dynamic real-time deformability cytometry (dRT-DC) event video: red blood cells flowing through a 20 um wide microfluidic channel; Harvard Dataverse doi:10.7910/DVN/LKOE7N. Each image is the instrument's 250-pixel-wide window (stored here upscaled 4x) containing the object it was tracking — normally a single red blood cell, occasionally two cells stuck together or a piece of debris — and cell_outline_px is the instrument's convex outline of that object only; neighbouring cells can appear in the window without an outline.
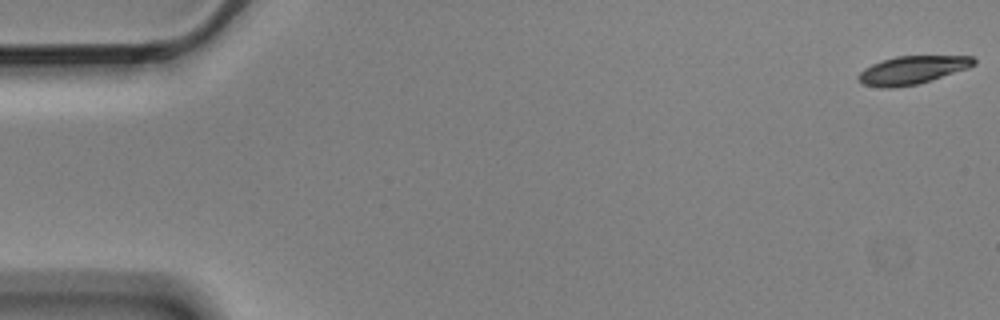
{"species": "Egyptian fruit bat (a non-hibernating species)", "species_latin": "Rousettus aegyptiacus", "temperature_condition": "cold", "stored_images_in_passage": 6, "camera_frame_rate_fps": 3000, "um_per_image_px": 0.085, "animal": {"sex": "male"}, "frame": {"image": 1, "passage_image": 1, "time_ms": 0.0, "image_size_px": [1000, 320], "cell_outline_px": [[976, 64], [968, 68], [916, 84], [892, 88], [880, 88], [864, 84], [856, 76], [864, 68], [872, 64], [896, 56], [972, 56], [976, 60]], "centroid_in_image_um": [77.53, 5.95], "position_along_channel_um": 7.5, "area_um2": 18.67}}
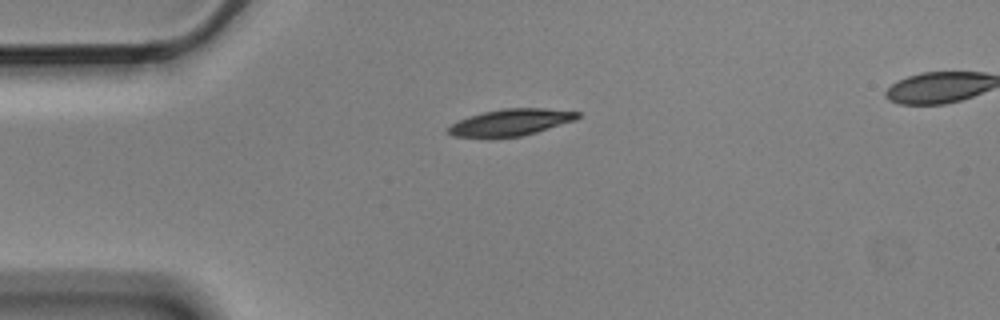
{"frame": {"image": 2, "passage_image": 4, "time_ms": 1.0, "image_size_px": [1000, 320], "cell_outline_px": [[580, 116], [576, 120], [536, 132], [520, 136], [488, 140], [452, 136], [448, 132], [448, 128], [452, 124], [468, 116], [484, 112], [504, 108], [544, 108], [580, 112]], "centroid_in_image_um": [43.37, 10.43], "position_along_channel_um": 41.6, "area_um2": 20.58}}
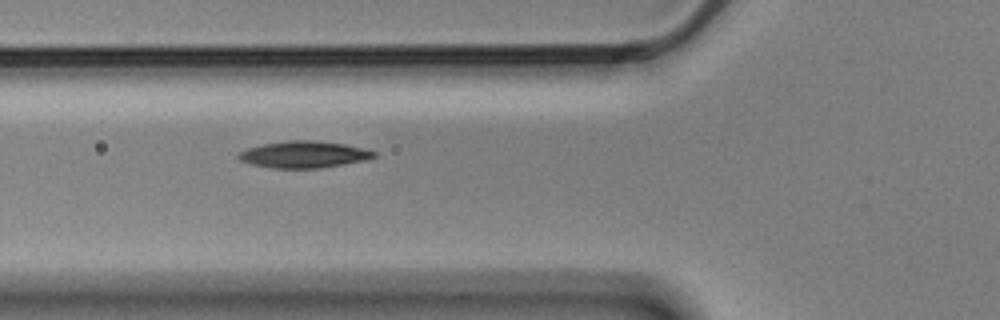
{"frame": {"image": 3, "passage_image": 6, "time_ms": 1.667, "image_size_px": [1000, 320], "cell_outline_px": [[376, 156], [368, 160], [320, 168], [272, 168], [252, 164], [240, 160], [236, 156], [240, 152], [248, 148], [264, 144], [288, 140], [312, 140], [344, 144], [364, 148], [376, 152]], "centroid_in_image_um": [25.86, 13.13], "position_along_channel_um": 99.9, "area_um2": 21.04}}